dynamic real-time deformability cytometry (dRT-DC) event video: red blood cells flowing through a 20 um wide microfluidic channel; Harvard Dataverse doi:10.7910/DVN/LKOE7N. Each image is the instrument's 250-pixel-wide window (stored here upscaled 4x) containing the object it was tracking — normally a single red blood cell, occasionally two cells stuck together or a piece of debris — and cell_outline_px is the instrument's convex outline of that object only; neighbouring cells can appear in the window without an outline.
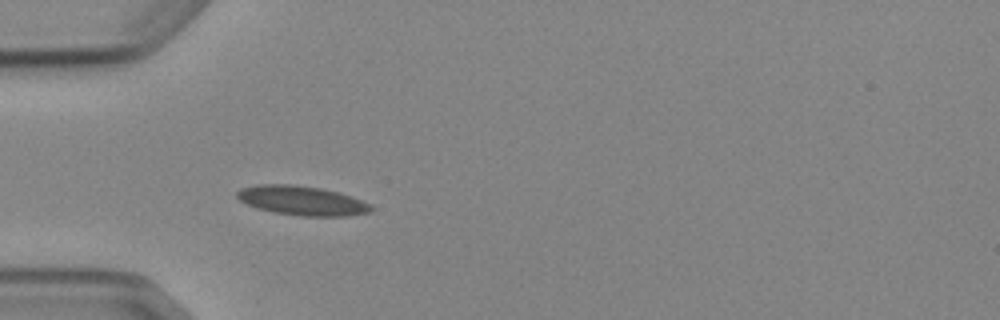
{"species": "Egyptian fruit bat (a non-hibernating species)", "species_latin": "Rousettus aegyptiacus", "temperature_condition": "cold", "stored_images_in_passage": 4, "camera_frame_rate_fps": 3000, "um_per_image_px": 0.085, "animal": {"sex": "female"}, "frame": {"image": 1, "passage_image": 4, "time_ms": 3.333, "image_size_px": [1000, 320], "cell_outline_px": [[372, 212], [348, 216], [300, 216], [276, 212], [256, 208], [240, 200], [236, 196], [236, 192], [240, 188], [256, 184], [292, 184], [320, 188], [340, 192], [372, 204]], "centroid_in_image_um": [25.68, 17.04], "position_along_channel_um": 59.3, "area_um2": 23.06}}